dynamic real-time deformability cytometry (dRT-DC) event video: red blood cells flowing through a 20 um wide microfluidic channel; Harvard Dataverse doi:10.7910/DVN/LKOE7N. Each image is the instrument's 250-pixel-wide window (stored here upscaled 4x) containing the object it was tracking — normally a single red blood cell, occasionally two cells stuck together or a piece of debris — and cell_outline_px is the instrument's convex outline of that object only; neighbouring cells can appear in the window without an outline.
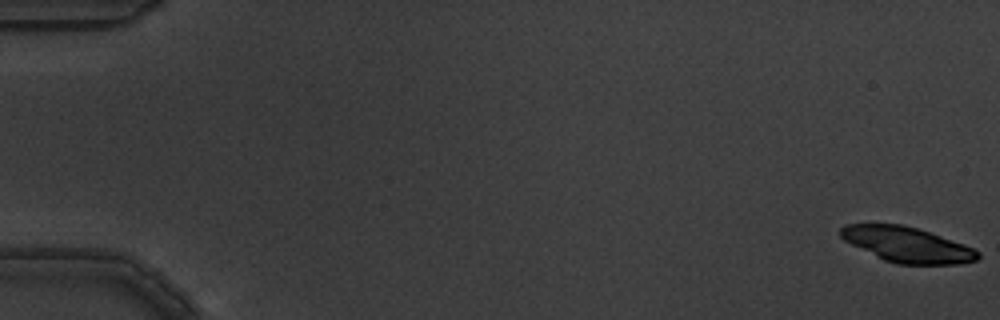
{"species": "common noctule bat (a hibernating species)", "species_latin": "Nyctalus noctula", "temperature_condition": "warm", "stored_images_in_passage": 6, "camera_frame_rate_fps": 3000, "um_per_image_px": 0.085, "animal": {"sex": "male", "body_mass_g": 19.5, "forearm_length_mm": 54.6}, "frame": {"image": 1, "passage_image": 1, "time_ms": 0.0, "image_size_px": [1000, 320], "cell_outline_px": [[980, 256], [976, 260], [960, 264], [896, 264], [884, 260], [844, 240], [840, 236], [840, 228], [844, 224], [904, 224], [964, 244], [980, 252]], "centroid_in_image_um": [77.1, 20.79], "position_along_channel_um": 7.9, "area_um2": 27.92}}